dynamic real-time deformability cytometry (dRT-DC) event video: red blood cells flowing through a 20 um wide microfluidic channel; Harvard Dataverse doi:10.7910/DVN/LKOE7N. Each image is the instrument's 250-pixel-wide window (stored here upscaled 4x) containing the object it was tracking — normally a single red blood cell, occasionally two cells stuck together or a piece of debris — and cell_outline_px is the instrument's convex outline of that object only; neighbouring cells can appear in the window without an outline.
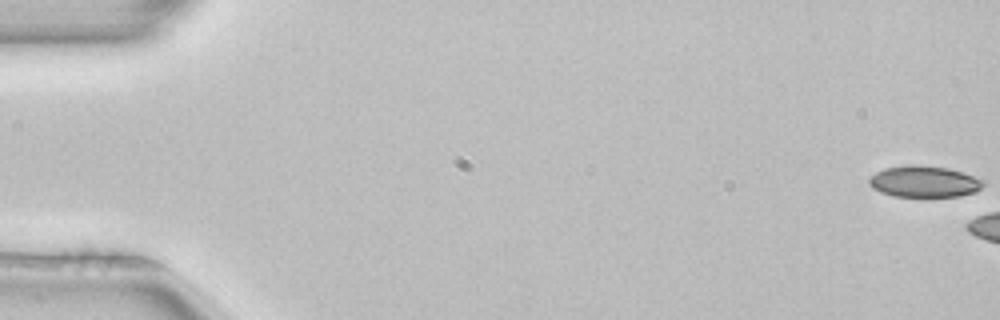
{"species": "common noctule bat (a hibernating species)", "species_latin": "Nyctalus noctula", "temperature_condition": "room temperature", "stored_images_in_passage": 8, "camera_frame_rate_fps": 3000, "um_per_image_px": 0.085, "animal": {"sex": "female", "body_mass_g": 22.7, "forearm_length_mm": 54.2}, "frame": {"image": 1, "passage_image": 1, "time_ms": 0.0, "image_size_px": [1000, 320], "cell_outline_px": [[984, 184], [976, 192], [956, 196], [896, 196], [880, 192], [872, 188], [868, 184], [868, 180], [876, 172], [884, 168], [912, 164], [948, 168], [984, 180]], "centroid_in_image_um": [78.52, 15.43], "position_along_channel_um": 6.5, "area_um2": 20.63}}